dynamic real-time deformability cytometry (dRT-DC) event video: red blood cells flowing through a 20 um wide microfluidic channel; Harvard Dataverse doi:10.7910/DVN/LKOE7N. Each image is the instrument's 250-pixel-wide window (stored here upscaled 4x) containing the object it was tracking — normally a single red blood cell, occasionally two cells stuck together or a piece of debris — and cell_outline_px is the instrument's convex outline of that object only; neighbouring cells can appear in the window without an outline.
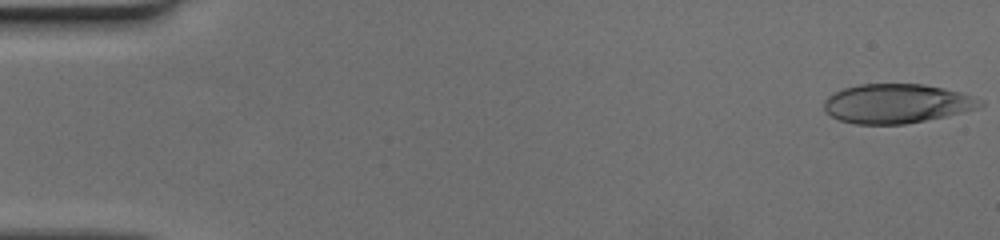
{"species": "human", "species_latin": "Homo sapiens", "temperature_condition": "cold", "stored_images_in_passage": 51, "camera_frame_rate_fps": 3000, "um_per_image_px": 0.085, "donor": {"sex": "female"}, "frame": {"image": 1, "passage_image": 1, "time_ms": 0.0, "image_size_px": [1000, 240], "cell_outline_px": [[984, 104], [980, 108], [944, 116], [904, 124], [856, 124], [840, 120], [832, 116], [824, 108], [824, 100], [828, 96], [844, 88], [860, 84], [924, 84], [944, 88], [976, 96], [984, 100]], "centroid_in_image_um": [76.27, 8.79], "position_along_channel_um": 8.7, "area_um2": 35.66}}
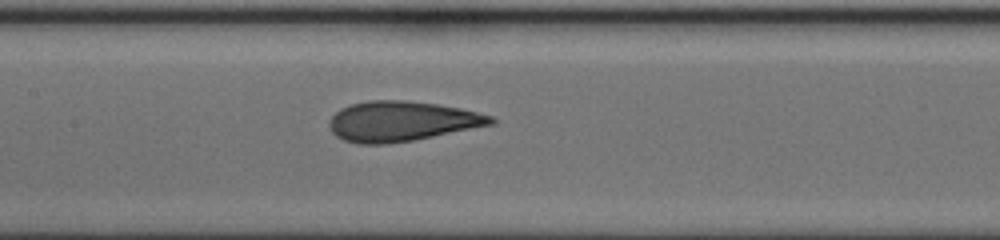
{"frame": {"image": 2, "passage_image": 25, "time_ms": 8.0, "image_size_px": [1000, 240], "cell_outline_px": [[496, 124], [412, 140], [388, 144], [356, 144], [344, 140], [336, 136], [332, 132], [328, 124], [332, 116], [340, 108], [352, 104], [368, 100], [404, 100], [436, 104], [460, 108], [492, 116], [496, 120]], "centroid_in_image_um": [34.13, 10.31], "position_along_channel_um": 173.3, "area_um2": 37.69}}
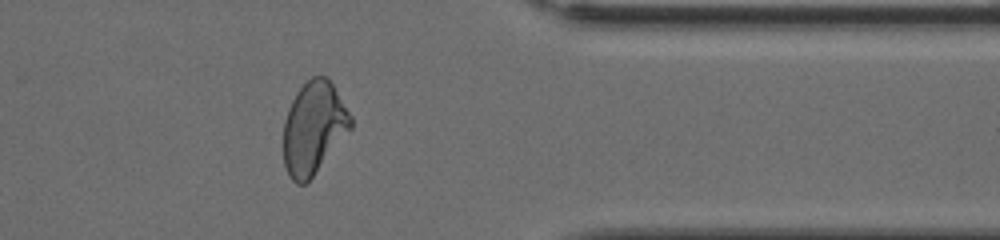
{"frame": {"image": 3, "passage_image": 42, "time_ms": 13.667, "image_size_px": [1000, 240], "cell_outline_px": [[352, 128], [312, 176], [304, 184], [296, 184], [292, 180], [284, 164], [284, 120], [288, 108], [296, 92], [312, 76], [324, 76], [332, 84], [352, 116]], "centroid_in_image_um": [26.66, 10.86], "position_along_channel_um": 384.7, "area_um2": 35.72}}